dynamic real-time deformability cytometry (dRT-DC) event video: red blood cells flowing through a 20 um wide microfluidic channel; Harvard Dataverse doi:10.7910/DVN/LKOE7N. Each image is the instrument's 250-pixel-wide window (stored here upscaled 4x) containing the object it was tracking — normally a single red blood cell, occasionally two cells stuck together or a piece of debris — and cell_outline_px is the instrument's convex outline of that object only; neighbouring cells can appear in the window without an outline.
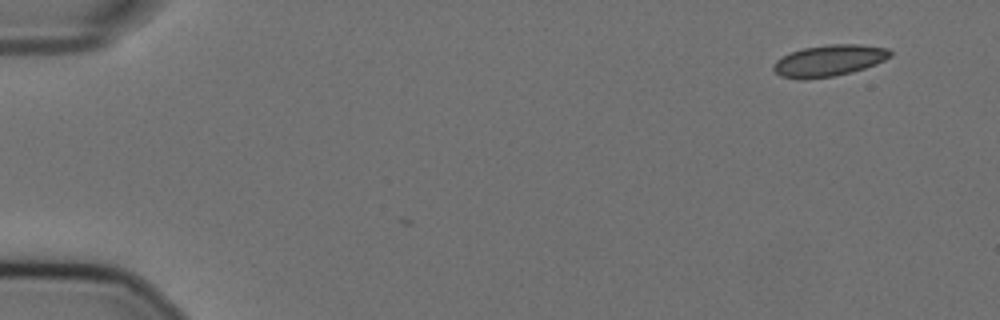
{"species": "Egyptian fruit bat (a non-hibernating species)", "species_latin": "Rousettus aegyptiacus", "temperature_condition": "cold", "stored_images_in_passage": 3, "camera_frame_rate_fps": 3000, "um_per_image_px": 0.085, "animal": {"sex": "female"}, "frame": {"image": 1, "passage_image": 1, "time_ms": 0.0, "image_size_px": [1000, 320], "cell_outline_px": [[892, 56], [876, 64], [852, 72], [832, 76], [804, 80], [800, 80], [780, 76], [772, 68], [772, 64], [776, 60], [792, 52], [804, 48], [828, 44], [860, 44], [888, 48], [892, 52]], "centroid_in_image_um": [70.47, 5.15], "position_along_channel_um": 14.5, "area_um2": 21.44}}